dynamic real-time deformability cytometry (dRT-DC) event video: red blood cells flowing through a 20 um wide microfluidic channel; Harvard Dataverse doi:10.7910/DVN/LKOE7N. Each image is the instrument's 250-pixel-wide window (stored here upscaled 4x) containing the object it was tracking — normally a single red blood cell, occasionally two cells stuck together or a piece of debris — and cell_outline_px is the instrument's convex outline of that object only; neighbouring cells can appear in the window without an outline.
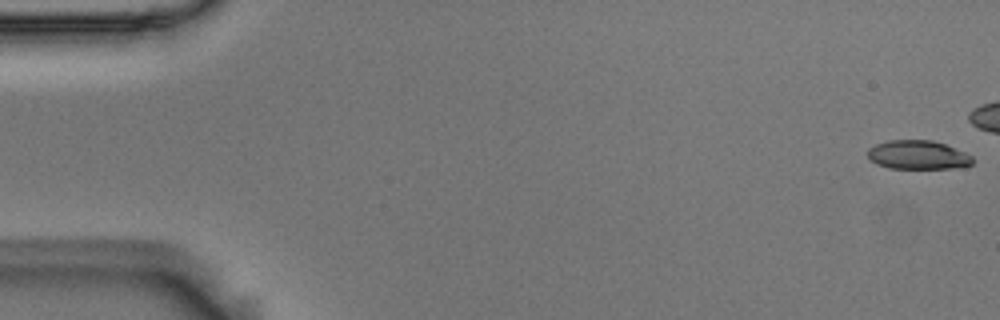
{"species": "Egyptian fruit bat (a non-hibernating species)", "species_latin": "Rousettus aegyptiacus", "temperature_condition": "room temperature", "stored_images_in_passage": 44, "camera_frame_rate_fps": 3000, "um_per_image_px": 0.085, "animal": {"sex": "male"}, "frame": {"image": 1, "passage_image": 1, "time_ms": 0.0, "image_size_px": [1000, 320], "cell_outline_px": [[972, 164], [952, 168], [888, 168], [876, 164], [868, 156], [868, 148], [876, 144], [888, 140], [932, 140], [944, 144], [964, 152], [972, 156]], "centroid_in_image_um": [77.99, 13.16], "position_along_channel_um": 7.0, "area_um2": 17.46}}
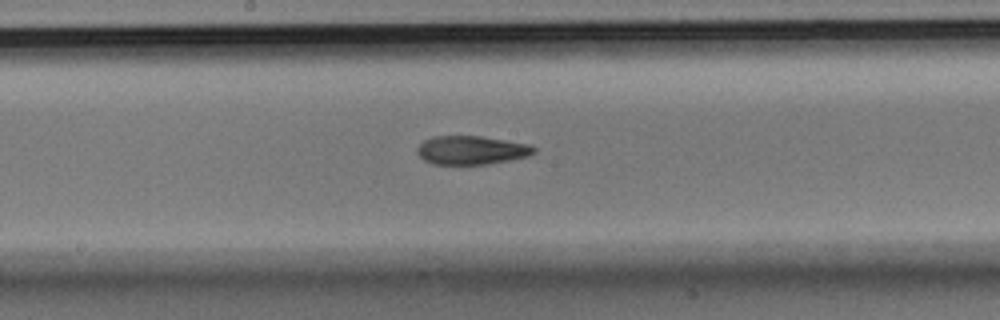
{"frame": {"image": 2, "passage_image": 29, "time_ms": 9.333, "image_size_px": [1000, 320], "cell_outline_px": [[536, 152], [528, 156], [488, 164], [432, 164], [424, 160], [416, 152], [416, 148], [424, 140], [432, 136], [480, 136], [528, 144], [536, 148]], "centroid_in_image_um": [40.04, 12.76], "position_along_channel_um": 208.2, "area_um2": 19.42}}
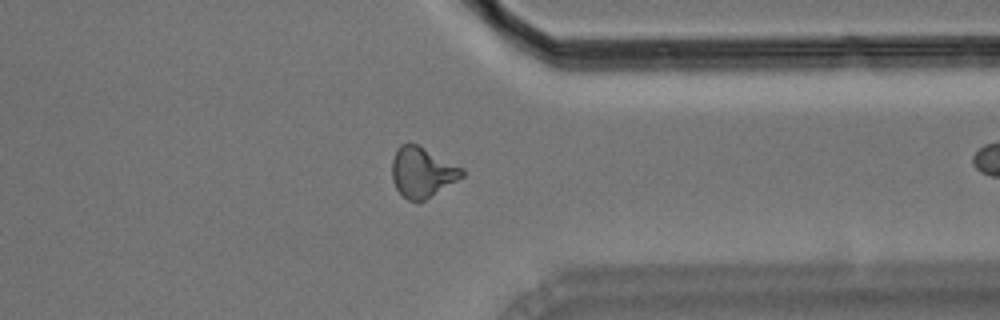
{"frame": {"image": 3, "passage_image": 43, "time_ms": 14.0, "image_size_px": [1000, 320], "cell_outline_px": [[464, 176], [420, 204], [416, 204], [408, 200], [396, 188], [392, 180], [392, 160], [396, 148], [400, 144], [420, 144], [464, 168]], "centroid_in_image_um": [35.9, 14.65], "position_along_channel_um": 375.5, "area_um2": 21.04}}